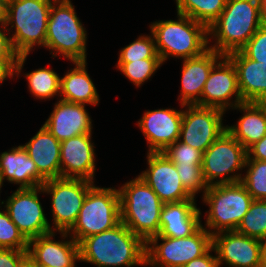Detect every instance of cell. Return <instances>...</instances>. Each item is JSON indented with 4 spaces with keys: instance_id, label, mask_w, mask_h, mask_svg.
Returning <instances> with one entry per match:
<instances>
[{
    "instance_id": "5b68a950",
    "label": "cell",
    "mask_w": 266,
    "mask_h": 267,
    "mask_svg": "<svg viewBox=\"0 0 266 267\" xmlns=\"http://www.w3.org/2000/svg\"><path fill=\"white\" fill-rule=\"evenodd\" d=\"M87 31L71 0H54L51 5L45 48L53 58L87 61ZM61 55V56H60Z\"/></svg>"
},
{
    "instance_id": "7402d4cb",
    "label": "cell",
    "mask_w": 266,
    "mask_h": 267,
    "mask_svg": "<svg viewBox=\"0 0 266 267\" xmlns=\"http://www.w3.org/2000/svg\"><path fill=\"white\" fill-rule=\"evenodd\" d=\"M201 215L196 199L163 204L158 235L171 238L188 237L201 226Z\"/></svg>"
},
{
    "instance_id": "603a6c76",
    "label": "cell",
    "mask_w": 266,
    "mask_h": 267,
    "mask_svg": "<svg viewBox=\"0 0 266 267\" xmlns=\"http://www.w3.org/2000/svg\"><path fill=\"white\" fill-rule=\"evenodd\" d=\"M5 180L21 188H36L46 181L22 145L0 154V183Z\"/></svg>"
},
{
    "instance_id": "ab89813d",
    "label": "cell",
    "mask_w": 266,
    "mask_h": 267,
    "mask_svg": "<svg viewBox=\"0 0 266 267\" xmlns=\"http://www.w3.org/2000/svg\"><path fill=\"white\" fill-rule=\"evenodd\" d=\"M11 40L5 27H0V60H17Z\"/></svg>"
},
{
    "instance_id": "8d00e7d4",
    "label": "cell",
    "mask_w": 266,
    "mask_h": 267,
    "mask_svg": "<svg viewBox=\"0 0 266 267\" xmlns=\"http://www.w3.org/2000/svg\"><path fill=\"white\" fill-rule=\"evenodd\" d=\"M247 58L266 63V23L264 22L240 50Z\"/></svg>"
},
{
    "instance_id": "83f0119b",
    "label": "cell",
    "mask_w": 266,
    "mask_h": 267,
    "mask_svg": "<svg viewBox=\"0 0 266 267\" xmlns=\"http://www.w3.org/2000/svg\"><path fill=\"white\" fill-rule=\"evenodd\" d=\"M176 12L209 28L221 15L227 0H175Z\"/></svg>"
},
{
    "instance_id": "e575fe53",
    "label": "cell",
    "mask_w": 266,
    "mask_h": 267,
    "mask_svg": "<svg viewBox=\"0 0 266 267\" xmlns=\"http://www.w3.org/2000/svg\"><path fill=\"white\" fill-rule=\"evenodd\" d=\"M175 166L202 165L203 153L179 139L168 146L163 152Z\"/></svg>"
},
{
    "instance_id": "9a60e30c",
    "label": "cell",
    "mask_w": 266,
    "mask_h": 267,
    "mask_svg": "<svg viewBox=\"0 0 266 267\" xmlns=\"http://www.w3.org/2000/svg\"><path fill=\"white\" fill-rule=\"evenodd\" d=\"M146 170L138 176L149 185L164 203L193 198L183 187L175 164L162 152H147Z\"/></svg>"
},
{
    "instance_id": "7bdbcfd3",
    "label": "cell",
    "mask_w": 266,
    "mask_h": 267,
    "mask_svg": "<svg viewBox=\"0 0 266 267\" xmlns=\"http://www.w3.org/2000/svg\"><path fill=\"white\" fill-rule=\"evenodd\" d=\"M8 0H0V27H5L7 23Z\"/></svg>"
},
{
    "instance_id": "f546056e",
    "label": "cell",
    "mask_w": 266,
    "mask_h": 267,
    "mask_svg": "<svg viewBox=\"0 0 266 267\" xmlns=\"http://www.w3.org/2000/svg\"><path fill=\"white\" fill-rule=\"evenodd\" d=\"M236 231L259 240L266 235V200L252 201Z\"/></svg>"
},
{
    "instance_id": "e0dca14e",
    "label": "cell",
    "mask_w": 266,
    "mask_h": 267,
    "mask_svg": "<svg viewBox=\"0 0 266 267\" xmlns=\"http://www.w3.org/2000/svg\"><path fill=\"white\" fill-rule=\"evenodd\" d=\"M181 110L175 108H161L145 111L137 121V125L144 135L148 152H163L180 138L184 105Z\"/></svg>"
},
{
    "instance_id": "3957f363",
    "label": "cell",
    "mask_w": 266,
    "mask_h": 267,
    "mask_svg": "<svg viewBox=\"0 0 266 267\" xmlns=\"http://www.w3.org/2000/svg\"><path fill=\"white\" fill-rule=\"evenodd\" d=\"M161 61L169 57L188 59L200 56L209 49L208 28L177 13V20H158L149 25Z\"/></svg>"
},
{
    "instance_id": "4316f807",
    "label": "cell",
    "mask_w": 266,
    "mask_h": 267,
    "mask_svg": "<svg viewBox=\"0 0 266 267\" xmlns=\"http://www.w3.org/2000/svg\"><path fill=\"white\" fill-rule=\"evenodd\" d=\"M74 68L60 77L59 99L78 104L98 105L100 99L94 82L87 71V61L72 62Z\"/></svg>"
},
{
    "instance_id": "1f68e13d",
    "label": "cell",
    "mask_w": 266,
    "mask_h": 267,
    "mask_svg": "<svg viewBox=\"0 0 266 267\" xmlns=\"http://www.w3.org/2000/svg\"><path fill=\"white\" fill-rule=\"evenodd\" d=\"M163 65L161 59H141L132 62H117L116 68L120 70L136 88H140Z\"/></svg>"
},
{
    "instance_id": "7c38bea8",
    "label": "cell",
    "mask_w": 266,
    "mask_h": 267,
    "mask_svg": "<svg viewBox=\"0 0 266 267\" xmlns=\"http://www.w3.org/2000/svg\"><path fill=\"white\" fill-rule=\"evenodd\" d=\"M44 195L41 186L36 188H17L1 205L10 219L27 240L52 232L39 194ZM5 204V205H4Z\"/></svg>"
},
{
    "instance_id": "52a82bcc",
    "label": "cell",
    "mask_w": 266,
    "mask_h": 267,
    "mask_svg": "<svg viewBox=\"0 0 266 267\" xmlns=\"http://www.w3.org/2000/svg\"><path fill=\"white\" fill-rule=\"evenodd\" d=\"M202 196L209 206L203 227L212 236L236 231L254 200L241 182L211 185Z\"/></svg>"
},
{
    "instance_id": "5bb4252c",
    "label": "cell",
    "mask_w": 266,
    "mask_h": 267,
    "mask_svg": "<svg viewBox=\"0 0 266 267\" xmlns=\"http://www.w3.org/2000/svg\"><path fill=\"white\" fill-rule=\"evenodd\" d=\"M243 102L238 88L235 65L227 56H223L212 67L205 82L201 100L196 105L214 107L226 112Z\"/></svg>"
},
{
    "instance_id": "277c9868",
    "label": "cell",
    "mask_w": 266,
    "mask_h": 267,
    "mask_svg": "<svg viewBox=\"0 0 266 267\" xmlns=\"http://www.w3.org/2000/svg\"><path fill=\"white\" fill-rule=\"evenodd\" d=\"M53 1L8 0L5 28L13 50L18 56L29 55L36 46L45 48L49 13Z\"/></svg>"
},
{
    "instance_id": "ba28073f",
    "label": "cell",
    "mask_w": 266,
    "mask_h": 267,
    "mask_svg": "<svg viewBox=\"0 0 266 267\" xmlns=\"http://www.w3.org/2000/svg\"><path fill=\"white\" fill-rule=\"evenodd\" d=\"M120 222L119 190L94 185L83 201L75 224L67 233L79 244L84 238L112 229Z\"/></svg>"
},
{
    "instance_id": "7a4b0ae2",
    "label": "cell",
    "mask_w": 266,
    "mask_h": 267,
    "mask_svg": "<svg viewBox=\"0 0 266 267\" xmlns=\"http://www.w3.org/2000/svg\"><path fill=\"white\" fill-rule=\"evenodd\" d=\"M263 23L262 0H227L208 28L209 48L223 56L240 51Z\"/></svg>"
},
{
    "instance_id": "b9f144b4",
    "label": "cell",
    "mask_w": 266,
    "mask_h": 267,
    "mask_svg": "<svg viewBox=\"0 0 266 267\" xmlns=\"http://www.w3.org/2000/svg\"><path fill=\"white\" fill-rule=\"evenodd\" d=\"M247 159L266 161V135L247 149Z\"/></svg>"
},
{
    "instance_id": "f6af8a7d",
    "label": "cell",
    "mask_w": 266,
    "mask_h": 267,
    "mask_svg": "<svg viewBox=\"0 0 266 267\" xmlns=\"http://www.w3.org/2000/svg\"><path fill=\"white\" fill-rule=\"evenodd\" d=\"M264 267H266V235L260 240Z\"/></svg>"
},
{
    "instance_id": "4fadbf2b",
    "label": "cell",
    "mask_w": 266,
    "mask_h": 267,
    "mask_svg": "<svg viewBox=\"0 0 266 267\" xmlns=\"http://www.w3.org/2000/svg\"><path fill=\"white\" fill-rule=\"evenodd\" d=\"M225 113L214 107L184 105L179 140L204 153L226 131Z\"/></svg>"
},
{
    "instance_id": "d6986e66",
    "label": "cell",
    "mask_w": 266,
    "mask_h": 267,
    "mask_svg": "<svg viewBox=\"0 0 266 267\" xmlns=\"http://www.w3.org/2000/svg\"><path fill=\"white\" fill-rule=\"evenodd\" d=\"M95 156L92 134L79 135L61 142V177L81 178L95 182Z\"/></svg>"
},
{
    "instance_id": "30bf717a",
    "label": "cell",
    "mask_w": 266,
    "mask_h": 267,
    "mask_svg": "<svg viewBox=\"0 0 266 267\" xmlns=\"http://www.w3.org/2000/svg\"><path fill=\"white\" fill-rule=\"evenodd\" d=\"M246 159L247 149L226 130L203 153L202 171L206 183L211 186L240 182Z\"/></svg>"
},
{
    "instance_id": "9c48e42d",
    "label": "cell",
    "mask_w": 266,
    "mask_h": 267,
    "mask_svg": "<svg viewBox=\"0 0 266 267\" xmlns=\"http://www.w3.org/2000/svg\"><path fill=\"white\" fill-rule=\"evenodd\" d=\"M211 247L212 235L203 224L188 237L155 235L146 242V266L183 267L191 260L204 255Z\"/></svg>"
},
{
    "instance_id": "60d3db41",
    "label": "cell",
    "mask_w": 266,
    "mask_h": 267,
    "mask_svg": "<svg viewBox=\"0 0 266 267\" xmlns=\"http://www.w3.org/2000/svg\"><path fill=\"white\" fill-rule=\"evenodd\" d=\"M214 252L215 255L212 254ZM183 267H220L217 256L213 247H211L204 255L193 259Z\"/></svg>"
},
{
    "instance_id": "ee69618b",
    "label": "cell",
    "mask_w": 266,
    "mask_h": 267,
    "mask_svg": "<svg viewBox=\"0 0 266 267\" xmlns=\"http://www.w3.org/2000/svg\"><path fill=\"white\" fill-rule=\"evenodd\" d=\"M19 267H38V265L27 255L21 262Z\"/></svg>"
},
{
    "instance_id": "6da1fadb",
    "label": "cell",
    "mask_w": 266,
    "mask_h": 267,
    "mask_svg": "<svg viewBox=\"0 0 266 267\" xmlns=\"http://www.w3.org/2000/svg\"><path fill=\"white\" fill-rule=\"evenodd\" d=\"M80 262L97 267L146 266V242L120 222L79 243Z\"/></svg>"
},
{
    "instance_id": "836d02e7",
    "label": "cell",
    "mask_w": 266,
    "mask_h": 267,
    "mask_svg": "<svg viewBox=\"0 0 266 267\" xmlns=\"http://www.w3.org/2000/svg\"><path fill=\"white\" fill-rule=\"evenodd\" d=\"M0 204V248L28 250V240L12 222L6 209Z\"/></svg>"
},
{
    "instance_id": "ac0fdd59",
    "label": "cell",
    "mask_w": 266,
    "mask_h": 267,
    "mask_svg": "<svg viewBox=\"0 0 266 267\" xmlns=\"http://www.w3.org/2000/svg\"><path fill=\"white\" fill-rule=\"evenodd\" d=\"M56 233L28 240V256L40 267H76L80 261L79 244L67 232H58L62 239L56 241Z\"/></svg>"
},
{
    "instance_id": "7dc6e473",
    "label": "cell",
    "mask_w": 266,
    "mask_h": 267,
    "mask_svg": "<svg viewBox=\"0 0 266 267\" xmlns=\"http://www.w3.org/2000/svg\"><path fill=\"white\" fill-rule=\"evenodd\" d=\"M1 188H2V185H1V183H0V193H1ZM1 201V200H0ZM0 204H1V202H0Z\"/></svg>"
},
{
    "instance_id": "f35d334b",
    "label": "cell",
    "mask_w": 266,
    "mask_h": 267,
    "mask_svg": "<svg viewBox=\"0 0 266 267\" xmlns=\"http://www.w3.org/2000/svg\"><path fill=\"white\" fill-rule=\"evenodd\" d=\"M27 255V250L0 248V267H19Z\"/></svg>"
},
{
    "instance_id": "2e32d148",
    "label": "cell",
    "mask_w": 266,
    "mask_h": 267,
    "mask_svg": "<svg viewBox=\"0 0 266 267\" xmlns=\"http://www.w3.org/2000/svg\"><path fill=\"white\" fill-rule=\"evenodd\" d=\"M212 247L220 267H264L259 239L225 231L212 236Z\"/></svg>"
},
{
    "instance_id": "d590c367",
    "label": "cell",
    "mask_w": 266,
    "mask_h": 267,
    "mask_svg": "<svg viewBox=\"0 0 266 267\" xmlns=\"http://www.w3.org/2000/svg\"><path fill=\"white\" fill-rule=\"evenodd\" d=\"M176 169L183 187L193 198L202 191V195L205 194L209 186L204 179L202 165L176 166Z\"/></svg>"
},
{
    "instance_id": "44dd1931",
    "label": "cell",
    "mask_w": 266,
    "mask_h": 267,
    "mask_svg": "<svg viewBox=\"0 0 266 267\" xmlns=\"http://www.w3.org/2000/svg\"><path fill=\"white\" fill-rule=\"evenodd\" d=\"M223 57L213 49H208L197 57L183 60L180 95L178 101L183 105H195L201 94L212 67Z\"/></svg>"
},
{
    "instance_id": "ffe728a7",
    "label": "cell",
    "mask_w": 266,
    "mask_h": 267,
    "mask_svg": "<svg viewBox=\"0 0 266 267\" xmlns=\"http://www.w3.org/2000/svg\"><path fill=\"white\" fill-rule=\"evenodd\" d=\"M85 108V104L58 99L43 125L60 142L79 135L92 134V119Z\"/></svg>"
},
{
    "instance_id": "74e56055",
    "label": "cell",
    "mask_w": 266,
    "mask_h": 267,
    "mask_svg": "<svg viewBox=\"0 0 266 267\" xmlns=\"http://www.w3.org/2000/svg\"><path fill=\"white\" fill-rule=\"evenodd\" d=\"M27 57L28 55H20L17 60H0V85L8 78L15 79L13 77L21 75Z\"/></svg>"
},
{
    "instance_id": "cb8c5ba5",
    "label": "cell",
    "mask_w": 266,
    "mask_h": 267,
    "mask_svg": "<svg viewBox=\"0 0 266 267\" xmlns=\"http://www.w3.org/2000/svg\"><path fill=\"white\" fill-rule=\"evenodd\" d=\"M22 146L45 180L61 177V142L43 124L39 131Z\"/></svg>"
},
{
    "instance_id": "d4e9b609",
    "label": "cell",
    "mask_w": 266,
    "mask_h": 267,
    "mask_svg": "<svg viewBox=\"0 0 266 267\" xmlns=\"http://www.w3.org/2000/svg\"><path fill=\"white\" fill-rule=\"evenodd\" d=\"M237 71L238 88L244 102H266V63L247 58L241 51L227 55Z\"/></svg>"
},
{
    "instance_id": "d6a6232c",
    "label": "cell",
    "mask_w": 266,
    "mask_h": 267,
    "mask_svg": "<svg viewBox=\"0 0 266 267\" xmlns=\"http://www.w3.org/2000/svg\"><path fill=\"white\" fill-rule=\"evenodd\" d=\"M117 62H132L141 59H160L153 34L139 35L137 39L119 51Z\"/></svg>"
},
{
    "instance_id": "4dcf8cb0",
    "label": "cell",
    "mask_w": 266,
    "mask_h": 267,
    "mask_svg": "<svg viewBox=\"0 0 266 267\" xmlns=\"http://www.w3.org/2000/svg\"><path fill=\"white\" fill-rule=\"evenodd\" d=\"M241 183L256 200H266V161L246 159Z\"/></svg>"
},
{
    "instance_id": "8fae6325",
    "label": "cell",
    "mask_w": 266,
    "mask_h": 267,
    "mask_svg": "<svg viewBox=\"0 0 266 267\" xmlns=\"http://www.w3.org/2000/svg\"><path fill=\"white\" fill-rule=\"evenodd\" d=\"M94 182L81 178L49 179L41 186L50 195L52 231L68 232L75 224L88 191Z\"/></svg>"
},
{
    "instance_id": "bcb514c9",
    "label": "cell",
    "mask_w": 266,
    "mask_h": 267,
    "mask_svg": "<svg viewBox=\"0 0 266 267\" xmlns=\"http://www.w3.org/2000/svg\"><path fill=\"white\" fill-rule=\"evenodd\" d=\"M262 6H263V18L264 22L266 23V0H262Z\"/></svg>"
},
{
    "instance_id": "484cf974",
    "label": "cell",
    "mask_w": 266,
    "mask_h": 267,
    "mask_svg": "<svg viewBox=\"0 0 266 267\" xmlns=\"http://www.w3.org/2000/svg\"><path fill=\"white\" fill-rule=\"evenodd\" d=\"M232 110L243 115L234 125H226V130L246 149L266 135V102H243Z\"/></svg>"
},
{
    "instance_id": "f1b7e54d",
    "label": "cell",
    "mask_w": 266,
    "mask_h": 267,
    "mask_svg": "<svg viewBox=\"0 0 266 267\" xmlns=\"http://www.w3.org/2000/svg\"><path fill=\"white\" fill-rule=\"evenodd\" d=\"M28 83V90L35 99L50 100L60 94V76L48 67H41L32 72L23 74Z\"/></svg>"
},
{
    "instance_id": "8992f818",
    "label": "cell",
    "mask_w": 266,
    "mask_h": 267,
    "mask_svg": "<svg viewBox=\"0 0 266 267\" xmlns=\"http://www.w3.org/2000/svg\"><path fill=\"white\" fill-rule=\"evenodd\" d=\"M121 222L147 242L158 235L163 202L139 176L118 188Z\"/></svg>"
}]
</instances>
